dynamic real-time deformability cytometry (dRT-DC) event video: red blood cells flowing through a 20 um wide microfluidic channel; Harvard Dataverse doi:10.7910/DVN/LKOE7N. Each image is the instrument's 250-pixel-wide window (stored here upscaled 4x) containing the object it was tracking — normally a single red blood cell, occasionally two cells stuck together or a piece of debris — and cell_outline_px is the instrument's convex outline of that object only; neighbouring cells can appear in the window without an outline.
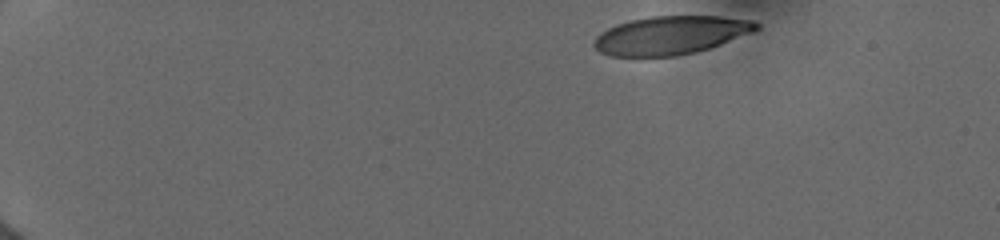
{"species": "human", "species_latin": "Homo sapiens", "temperature_condition": "cold", "stored_images_in_passage": 46, "camera_frame_rate_fps": 3000, "um_per_image_px": 0.085, "donor": {"sex": "female"}, "frame": {"image": 1, "passage_image": 1, "time_ms": 0.0, "image_size_px": [1000, 240], "cell_outline_px": [[760, 28], [756, 32], [696, 52], [676, 56], [608, 56], [600, 52], [592, 44], [596, 36], [600, 32], [616, 24], [632, 20], [652, 16], [720, 16], [752, 20], [760, 24]], "centroid_in_image_um": [57.03, 2.99], "position_along_channel_um": 28.0, "area_um2": 36.47}}
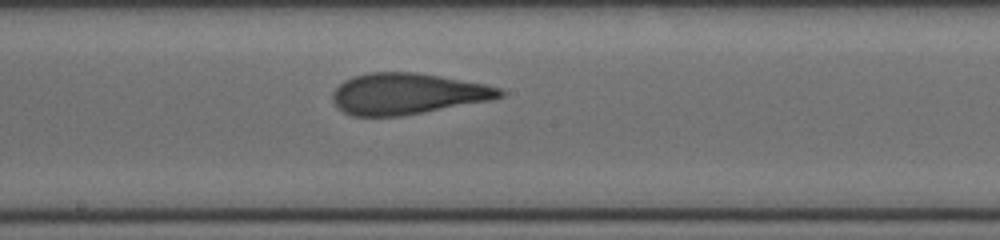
{"frame": {"image": 2, "passage_image": 28, "time_ms": 7.667, "image_size_px": [1000, 240], "cell_outline_px": [[504, 96], [492, 100], [424, 112], [400, 116], [352, 116], [344, 112], [332, 100], [332, 92], [344, 80], [352, 76], [368, 72], [416, 72], [440, 76], [484, 84], [500, 88], [504, 92]], "centroid_in_image_um": [34.62, 7.96], "position_along_channel_um": 213.6, "area_um2": 40.06}}
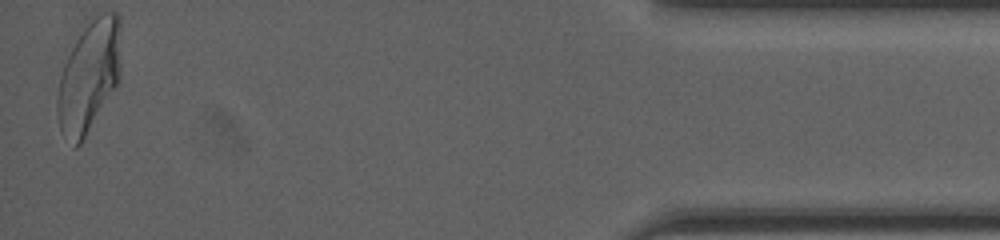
{"frame": {"image": 3, "passage_image": 46, "time_ms": 14.667, "image_size_px": [1000, 240], "cell_outline_px": [[120, 80], [80, 144], [76, 148], [60, 132], [56, 112], [56, 100], [64, 48], [80, 24], [84, 20], [104, 12], [116, 12], [120, 16]], "centroid_in_image_um": [7.49, 6.34], "position_along_channel_um": 427.7, "area_um2": 43.47}, "authors_computed_cell_mechanics": {"area_um2": 40.1421, "velocity_mm_per_s": 3.9744, "shape_relaxation_time_tau1_ms": 5.392, "shape_relaxation_time_tau2_ms": 1.0495, "deformation_change_tau1": 0.216, "deformation_change_tau2": 0.09}}